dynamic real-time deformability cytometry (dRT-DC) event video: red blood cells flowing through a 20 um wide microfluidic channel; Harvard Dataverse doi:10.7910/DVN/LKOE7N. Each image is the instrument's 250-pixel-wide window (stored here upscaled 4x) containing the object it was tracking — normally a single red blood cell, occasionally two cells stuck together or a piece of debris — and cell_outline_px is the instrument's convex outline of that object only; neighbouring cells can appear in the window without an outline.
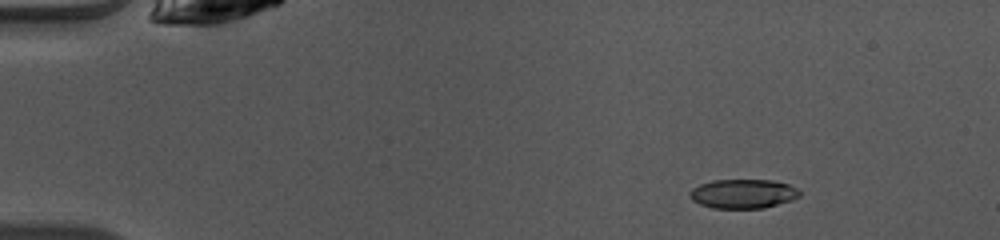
{"species": "common noctule bat (a hibernating species)", "species_latin": "Nyctalus noctula", "temperature_condition": "warm", "stored_images_in_passage": 43, "camera_frame_rate_fps": 3000, "um_per_image_px": 0.085, "animal": {"sex": "female", "body_mass_g": 10.0, "forearm_length_mm": 53.1}, "frame": {"image": 1, "passage_image": 1, "time_ms": 0.0, "image_size_px": [1000, 240], "cell_outline_px": [[800, 196], [792, 200], [764, 208], [712, 208], [700, 204], [692, 200], [688, 196], [688, 192], [692, 188], [700, 184], [712, 180], [772, 180], [788, 184], [796, 188], [800, 192]], "centroid_in_image_um": [63.13, 16.47], "position_along_channel_um": 21.9, "area_um2": 18.79}}
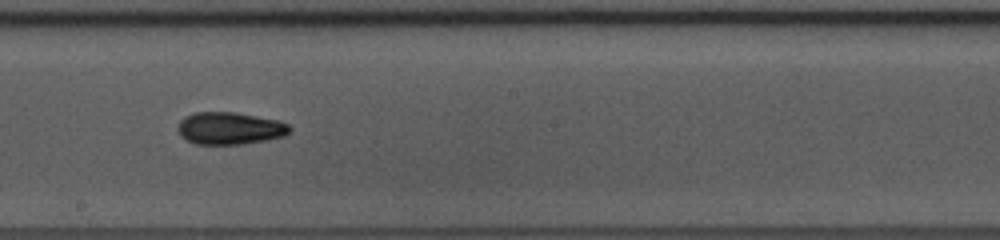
{"frame": {"image": 2, "passage_image": 22, "time_ms": 7.0, "image_size_px": [1000, 240], "cell_outline_px": [[292, 128], [284, 136], [264, 140], [240, 144], [196, 144], [180, 136], [180, 120], [184, 116], [192, 112], [236, 112], [280, 120], [288, 124]], "centroid_in_image_um": [19.55, 10.89], "position_along_channel_um": 228.6, "area_um2": 20.98}}
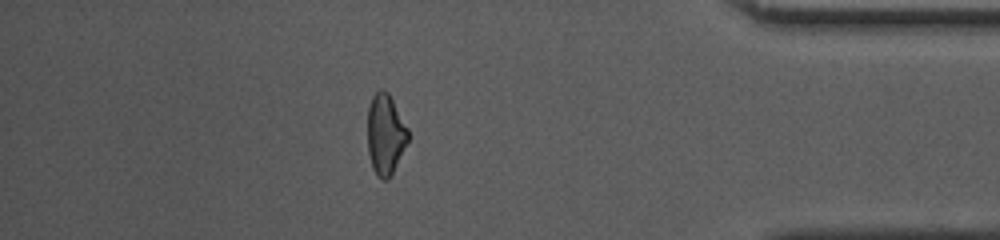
{"frame": {"image": 3, "passage_image": 37, "time_ms": 12.0, "image_size_px": [1000, 240], "cell_outline_px": [[408, 140], [388, 180], [380, 180], [376, 176], [372, 168], [368, 152], [368, 108], [372, 96], [380, 88], [388, 92], [408, 128]], "centroid_in_image_um": [32.74, 11.42], "position_along_channel_um": 402.5, "area_um2": 18.9}, "authors_computed_cell_mechanics": {"area_um2": 19.652, "velocity_mm_per_s": 4.1084, "shape_relaxation_time_tau1_ms": 5.2238, "shape_relaxation_time_tau2_ms": 4.101, "deformation_change_tau1": 0.1659, "deformation_change_tau2": 0.1046}}